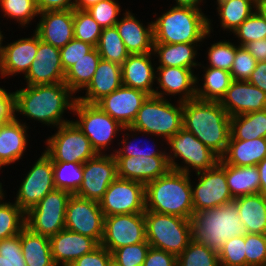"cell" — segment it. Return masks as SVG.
Returning <instances> with one entry per match:
<instances>
[{
  "label": "cell",
  "instance_id": "cell-44",
  "mask_svg": "<svg viewBox=\"0 0 266 266\" xmlns=\"http://www.w3.org/2000/svg\"><path fill=\"white\" fill-rule=\"evenodd\" d=\"M4 17L15 19L21 27H27L36 16H39L36 0H0Z\"/></svg>",
  "mask_w": 266,
  "mask_h": 266
},
{
  "label": "cell",
  "instance_id": "cell-51",
  "mask_svg": "<svg viewBox=\"0 0 266 266\" xmlns=\"http://www.w3.org/2000/svg\"><path fill=\"white\" fill-rule=\"evenodd\" d=\"M246 266H266V234H245Z\"/></svg>",
  "mask_w": 266,
  "mask_h": 266
},
{
  "label": "cell",
  "instance_id": "cell-29",
  "mask_svg": "<svg viewBox=\"0 0 266 266\" xmlns=\"http://www.w3.org/2000/svg\"><path fill=\"white\" fill-rule=\"evenodd\" d=\"M27 129L29 126L26 122L23 123L17 117L0 124V170L22 159L28 146Z\"/></svg>",
  "mask_w": 266,
  "mask_h": 266
},
{
  "label": "cell",
  "instance_id": "cell-62",
  "mask_svg": "<svg viewBox=\"0 0 266 266\" xmlns=\"http://www.w3.org/2000/svg\"><path fill=\"white\" fill-rule=\"evenodd\" d=\"M176 4L175 6L178 7H189V8H194L198 10H202L200 8V3H203V0H175Z\"/></svg>",
  "mask_w": 266,
  "mask_h": 266
},
{
  "label": "cell",
  "instance_id": "cell-55",
  "mask_svg": "<svg viewBox=\"0 0 266 266\" xmlns=\"http://www.w3.org/2000/svg\"><path fill=\"white\" fill-rule=\"evenodd\" d=\"M111 257L112 253L102 245H99L90 253L84 254L82 257L66 266H107Z\"/></svg>",
  "mask_w": 266,
  "mask_h": 266
},
{
  "label": "cell",
  "instance_id": "cell-10",
  "mask_svg": "<svg viewBox=\"0 0 266 266\" xmlns=\"http://www.w3.org/2000/svg\"><path fill=\"white\" fill-rule=\"evenodd\" d=\"M45 153L52 161L84 164L97 155L90 140L72 121L57 127L55 134L45 142Z\"/></svg>",
  "mask_w": 266,
  "mask_h": 266
},
{
  "label": "cell",
  "instance_id": "cell-54",
  "mask_svg": "<svg viewBox=\"0 0 266 266\" xmlns=\"http://www.w3.org/2000/svg\"><path fill=\"white\" fill-rule=\"evenodd\" d=\"M94 46L89 43L72 39L64 47L60 49L61 63L66 72L76 61L80 60L89 53Z\"/></svg>",
  "mask_w": 266,
  "mask_h": 266
},
{
  "label": "cell",
  "instance_id": "cell-38",
  "mask_svg": "<svg viewBox=\"0 0 266 266\" xmlns=\"http://www.w3.org/2000/svg\"><path fill=\"white\" fill-rule=\"evenodd\" d=\"M100 59L101 56L94 47L65 72L64 83L77 94L91 81Z\"/></svg>",
  "mask_w": 266,
  "mask_h": 266
},
{
  "label": "cell",
  "instance_id": "cell-16",
  "mask_svg": "<svg viewBox=\"0 0 266 266\" xmlns=\"http://www.w3.org/2000/svg\"><path fill=\"white\" fill-rule=\"evenodd\" d=\"M117 177V162L114 155L97 154L83 164L82 183L74 195L99 202Z\"/></svg>",
  "mask_w": 266,
  "mask_h": 266
},
{
  "label": "cell",
  "instance_id": "cell-67",
  "mask_svg": "<svg viewBox=\"0 0 266 266\" xmlns=\"http://www.w3.org/2000/svg\"><path fill=\"white\" fill-rule=\"evenodd\" d=\"M5 191H4V189H2V183H0V201L2 200V199H5L4 197V195H5V193H4Z\"/></svg>",
  "mask_w": 266,
  "mask_h": 266
},
{
  "label": "cell",
  "instance_id": "cell-6",
  "mask_svg": "<svg viewBox=\"0 0 266 266\" xmlns=\"http://www.w3.org/2000/svg\"><path fill=\"white\" fill-rule=\"evenodd\" d=\"M177 102L173 104L166 98L149 96L130 127L138 134L160 136L168 141L183 127V102Z\"/></svg>",
  "mask_w": 266,
  "mask_h": 266
},
{
  "label": "cell",
  "instance_id": "cell-52",
  "mask_svg": "<svg viewBox=\"0 0 266 266\" xmlns=\"http://www.w3.org/2000/svg\"><path fill=\"white\" fill-rule=\"evenodd\" d=\"M0 266H27L22 255L20 234L0 240Z\"/></svg>",
  "mask_w": 266,
  "mask_h": 266
},
{
  "label": "cell",
  "instance_id": "cell-3",
  "mask_svg": "<svg viewBox=\"0 0 266 266\" xmlns=\"http://www.w3.org/2000/svg\"><path fill=\"white\" fill-rule=\"evenodd\" d=\"M190 176L170 169L145 184V211L192 219L194 209Z\"/></svg>",
  "mask_w": 266,
  "mask_h": 266
},
{
  "label": "cell",
  "instance_id": "cell-60",
  "mask_svg": "<svg viewBox=\"0 0 266 266\" xmlns=\"http://www.w3.org/2000/svg\"><path fill=\"white\" fill-rule=\"evenodd\" d=\"M245 48L257 62H266V38L249 42Z\"/></svg>",
  "mask_w": 266,
  "mask_h": 266
},
{
  "label": "cell",
  "instance_id": "cell-28",
  "mask_svg": "<svg viewBox=\"0 0 266 266\" xmlns=\"http://www.w3.org/2000/svg\"><path fill=\"white\" fill-rule=\"evenodd\" d=\"M122 85L121 65L100 59L94 76L83 89L86 90L85 96H77V100L96 104L104 96L109 95Z\"/></svg>",
  "mask_w": 266,
  "mask_h": 266
},
{
  "label": "cell",
  "instance_id": "cell-13",
  "mask_svg": "<svg viewBox=\"0 0 266 266\" xmlns=\"http://www.w3.org/2000/svg\"><path fill=\"white\" fill-rule=\"evenodd\" d=\"M105 216L145 212V184L116 178L99 201Z\"/></svg>",
  "mask_w": 266,
  "mask_h": 266
},
{
  "label": "cell",
  "instance_id": "cell-53",
  "mask_svg": "<svg viewBox=\"0 0 266 266\" xmlns=\"http://www.w3.org/2000/svg\"><path fill=\"white\" fill-rule=\"evenodd\" d=\"M256 64L257 60L248 52L245 46L238 45L230 70L232 79L235 81H248Z\"/></svg>",
  "mask_w": 266,
  "mask_h": 266
},
{
  "label": "cell",
  "instance_id": "cell-25",
  "mask_svg": "<svg viewBox=\"0 0 266 266\" xmlns=\"http://www.w3.org/2000/svg\"><path fill=\"white\" fill-rule=\"evenodd\" d=\"M37 50L38 35L35 32H33L31 37H23L4 45L0 75L2 77H10V75L22 73L25 77L31 63L35 60Z\"/></svg>",
  "mask_w": 266,
  "mask_h": 266
},
{
  "label": "cell",
  "instance_id": "cell-41",
  "mask_svg": "<svg viewBox=\"0 0 266 266\" xmlns=\"http://www.w3.org/2000/svg\"><path fill=\"white\" fill-rule=\"evenodd\" d=\"M26 226L25 212L14 202L0 201V240L20 234Z\"/></svg>",
  "mask_w": 266,
  "mask_h": 266
},
{
  "label": "cell",
  "instance_id": "cell-34",
  "mask_svg": "<svg viewBox=\"0 0 266 266\" xmlns=\"http://www.w3.org/2000/svg\"><path fill=\"white\" fill-rule=\"evenodd\" d=\"M227 185L232 197L258 194L260 175L256 165L238 167L225 163Z\"/></svg>",
  "mask_w": 266,
  "mask_h": 266
},
{
  "label": "cell",
  "instance_id": "cell-11",
  "mask_svg": "<svg viewBox=\"0 0 266 266\" xmlns=\"http://www.w3.org/2000/svg\"><path fill=\"white\" fill-rule=\"evenodd\" d=\"M71 193L54 189L25 213V224L32 232L51 237L65 228V213Z\"/></svg>",
  "mask_w": 266,
  "mask_h": 266
},
{
  "label": "cell",
  "instance_id": "cell-32",
  "mask_svg": "<svg viewBox=\"0 0 266 266\" xmlns=\"http://www.w3.org/2000/svg\"><path fill=\"white\" fill-rule=\"evenodd\" d=\"M198 44L200 43H154L153 55L159 58V66L183 67L193 70L202 65L195 60L198 53L196 49L200 46Z\"/></svg>",
  "mask_w": 266,
  "mask_h": 266
},
{
  "label": "cell",
  "instance_id": "cell-63",
  "mask_svg": "<svg viewBox=\"0 0 266 266\" xmlns=\"http://www.w3.org/2000/svg\"><path fill=\"white\" fill-rule=\"evenodd\" d=\"M102 0H75L74 9L87 10L93 5H96Z\"/></svg>",
  "mask_w": 266,
  "mask_h": 266
},
{
  "label": "cell",
  "instance_id": "cell-26",
  "mask_svg": "<svg viewBox=\"0 0 266 266\" xmlns=\"http://www.w3.org/2000/svg\"><path fill=\"white\" fill-rule=\"evenodd\" d=\"M153 52L145 54H130L121 65L123 86L144 91L150 96L156 90L153 87L156 81V68L152 65Z\"/></svg>",
  "mask_w": 266,
  "mask_h": 266
},
{
  "label": "cell",
  "instance_id": "cell-19",
  "mask_svg": "<svg viewBox=\"0 0 266 266\" xmlns=\"http://www.w3.org/2000/svg\"><path fill=\"white\" fill-rule=\"evenodd\" d=\"M64 78L60 49L41 41L38 36L35 60L24 78L26 85L56 84L64 82Z\"/></svg>",
  "mask_w": 266,
  "mask_h": 266
},
{
  "label": "cell",
  "instance_id": "cell-39",
  "mask_svg": "<svg viewBox=\"0 0 266 266\" xmlns=\"http://www.w3.org/2000/svg\"><path fill=\"white\" fill-rule=\"evenodd\" d=\"M101 59L122 65L130 53L118 33L116 26L103 28L97 46Z\"/></svg>",
  "mask_w": 266,
  "mask_h": 266
},
{
  "label": "cell",
  "instance_id": "cell-50",
  "mask_svg": "<svg viewBox=\"0 0 266 266\" xmlns=\"http://www.w3.org/2000/svg\"><path fill=\"white\" fill-rule=\"evenodd\" d=\"M87 11L102 28H108L115 26L119 21L121 7L115 0H102Z\"/></svg>",
  "mask_w": 266,
  "mask_h": 266
},
{
  "label": "cell",
  "instance_id": "cell-20",
  "mask_svg": "<svg viewBox=\"0 0 266 266\" xmlns=\"http://www.w3.org/2000/svg\"><path fill=\"white\" fill-rule=\"evenodd\" d=\"M115 159L118 178L143 184L156 180L171 169L167 156H130Z\"/></svg>",
  "mask_w": 266,
  "mask_h": 266
},
{
  "label": "cell",
  "instance_id": "cell-31",
  "mask_svg": "<svg viewBox=\"0 0 266 266\" xmlns=\"http://www.w3.org/2000/svg\"><path fill=\"white\" fill-rule=\"evenodd\" d=\"M234 201L246 233L266 234V196L258 193Z\"/></svg>",
  "mask_w": 266,
  "mask_h": 266
},
{
  "label": "cell",
  "instance_id": "cell-42",
  "mask_svg": "<svg viewBox=\"0 0 266 266\" xmlns=\"http://www.w3.org/2000/svg\"><path fill=\"white\" fill-rule=\"evenodd\" d=\"M177 266H220L218 253L194 239L177 256Z\"/></svg>",
  "mask_w": 266,
  "mask_h": 266
},
{
  "label": "cell",
  "instance_id": "cell-61",
  "mask_svg": "<svg viewBox=\"0 0 266 266\" xmlns=\"http://www.w3.org/2000/svg\"><path fill=\"white\" fill-rule=\"evenodd\" d=\"M260 175L259 193L266 196V157L257 165Z\"/></svg>",
  "mask_w": 266,
  "mask_h": 266
},
{
  "label": "cell",
  "instance_id": "cell-23",
  "mask_svg": "<svg viewBox=\"0 0 266 266\" xmlns=\"http://www.w3.org/2000/svg\"><path fill=\"white\" fill-rule=\"evenodd\" d=\"M194 70L183 67L156 68V81L159 85L154 91V96L165 98L166 96L180 95L178 101L186 102L196 98V75ZM160 88V91H158ZM162 89V90H161ZM166 95V96H164Z\"/></svg>",
  "mask_w": 266,
  "mask_h": 266
},
{
  "label": "cell",
  "instance_id": "cell-45",
  "mask_svg": "<svg viewBox=\"0 0 266 266\" xmlns=\"http://www.w3.org/2000/svg\"><path fill=\"white\" fill-rule=\"evenodd\" d=\"M240 46L266 38V18L255 10L237 29L232 32Z\"/></svg>",
  "mask_w": 266,
  "mask_h": 266
},
{
  "label": "cell",
  "instance_id": "cell-27",
  "mask_svg": "<svg viewBox=\"0 0 266 266\" xmlns=\"http://www.w3.org/2000/svg\"><path fill=\"white\" fill-rule=\"evenodd\" d=\"M123 14L124 16L119 18L115 26L127 51L130 54L153 52V21L149 22L147 26H144L129 10Z\"/></svg>",
  "mask_w": 266,
  "mask_h": 266
},
{
  "label": "cell",
  "instance_id": "cell-1",
  "mask_svg": "<svg viewBox=\"0 0 266 266\" xmlns=\"http://www.w3.org/2000/svg\"><path fill=\"white\" fill-rule=\"evenodd\" d=\"M14 94L16 113L20 115L56 128L72 121L62 116L67 109L73 111L77 97L64 82L26 85Z\"/></svg>",
  "mask_w": 266,
  "mask_h": 266
},
{
  "label": "cell",
  "instance_id": "cell-40",
  "mask_svg": "<svg viewBox=\"0 0 266 266\" xmlns=\"http://www.w3.org/2000/svg\"><path fill=\"white\" fill-rule=\"evenodd\" d=\"M55 189L67 191L74 195L82 183L83 164L53 161Z\"/></svg>",
  "mask_w": 266,
  "mask_h": 266
},
{
  "label": "cell",
  "instance_id": "cell-56",
  "mask_svg": "<svg viewBox=\"0 0 266 266\" xmlns=\"http://www.w3.org/2000/svg\"><path fill=\"white\" fill-rule=\"evenodd\" d=\"M142 266H177V256L164 250L150 247Z\"/></svg>",
  "mask_w": 266,
  "mask_h": 266
},
{
  "label": "cell",
  "instance_id": "cell-59",
  "mask_svg": "<svg viewBox=\"0 0 266 266\" xmlns=\"http://www.w3.org/2000/svg\"><path fill=\"white\" fill-rule=\"evenodd\" d=\"M248 82L266 93V62H257Z\"/></svg>",
  "mask_w": 266,
  "mask_h": 266
},
{
  "label": "cell",
  "instance_id": "cell-12",
  "mask_svg": "<svg viewBox=\"0 0 266 266\" xmlns=\"http://www.w3.org/2000/svg\"><path fill=\"white\" fill-rule=\"evenodd\" d=\"M196 176V186L193 187V181L191 182L194 213L234 200L227 185L225 163L221 159L214 167L198 172Z\"/></svg>",
  "mask_w": 266,
  "mask_h": 266
},
{
  "label": "cell",
  "instance_id": "cell-36",
  "mask_svg": "<svg viewBox=\"0 0 266 266\" xmlns=\"http://www.w3.org/2000/svg\"><path fill=\"white\" fill-rule=\"evenodd\" d=\"M266 138V109L230 118V138L251 140Z\"/></svg>",
  "mask_w": 266,
  "mask_h": 266
},
{
  "label": "cell",
  "instance_id": "cell-35",
  "mask_svg": "<svg viewBox=\"0 0 266 266\" xmlns=\"http://www.w3.org/2000/svg\"><path fill=\"white\" fill-rule=\"evenodd\" d=\"M203 84L196 76V98L204 101H221L231 82V73L224 69L204 67ZM198 84V85H197Z\"/></svg>",
  "mask_w": 266,
  "mask_h": 266
},
{
  "label": "cell",
  "instance_id": "cell-65",
  "mask_svg": "<svg viewBox=\"0 0 266 266\" xmlns=\"http://www.w3.org/2000/svg\"><path fill=\"white\" fill-rule=\"evenodd\" d=\"M3 34H2V31L0 30V66H1V63H2V60H3V51H4V46H2V42H3Z\"/></svg>",
  "mask_w": 266,
  "mask_h": 266
},
{
  "label": "cell",
  "instance_id": "cell-30",
  "mask_svg": "<svg viewBox=\"0 0 266 266\" xmlns=\"http://www.w3.org/2000/svg\"><path fill=\"white\" fill-rule=\"evenodd\" d=\"M266 157V138L251 140L229 139L225 153L220 159L238 167L257 165Z\"/></svg>",
  "mask_w": 266,
  "mask_h": 266
},
{
  "label": "cell",
  "instance_id": "cell-17",
  "mask_svg": "<svg viewBox=\"0 0 266 266\" xmlns=\"http://www.w3.org/2000/svg\"><path fill=\"white\" fill-rule=\"evenodd\" d=\"M103 227L104 214L99 202L71 195L65 213V228L89 236L100 244Z\"/></svg>",
  "mask_w": 266,
  "mask_h": 266
},
{
  "label": "cell",
  "instance_id": "cell-47",
  "mask_svg": "<svg viewBox=\"0 0 266 266\" xmlns=\"http://www.w3.org/2000/svg\"><path fill=\"white\" fill-rule=\"evenodd\" d=\"M245 235L227 240L218 252L220 266H246Z\"/></svg>",
  "mask_w": 266,
  "mask_h": 266
},
{
  "label": "cell",
  "instance_id": "cell-57",
  "mask_svg": "<svg viewBox=\"0 0 266 266\" xmlns=\"http://www.w3.org/2000/svg\"><path fill=\"white\" fill-rule=\"evenodd\" d=\"M15 94L0 87V124L16 118Z\"/></svg>",
  "mask_w": 266,
  "mask_h": 266
},
{
  "label": "cell",
  "instance_id": "cell-33",
  "mask_svg": "<svg viewBox=\"0 0 266 266\" xmlns=\"http://www.w3.org/2000/svg\"><path fill=\"white\" fill-rule=\"evenodd\" d=\"M22 255L27 266H56L49 237L36 234L26 226L20 232Z\"/></svg>",
  "mask_w": 266,
  "mask_h": 266
},
{
  "label": "cell",
  "instance_id": "cell-4",
  "mask_svg": "<svg viewBox=\"0 0 266 266\" xmlns=\"http://www.w3.org/2000/svg\"><path fill=\"white\" fill-rule=\"evenodd\" d=\"M211 25L202 10L173 6L153 22L154 43H201L211 36Z\"/></svg>",
  "mask_w": 266,
  "mask_h": 266
},
{
  "label": "cell",
  "instance_id": "cell-22",
  "mask_svg": "<svg viewBox=\"0 0 266 266\" xmlns=\"http://www.w3.org/2000/svg\"><path fill=\"white\" fill-rule=\"evenodd\" d=\"M230 117L266 109V93L248 81L233 80L220 101Z\"/></svg>",
  "mask_w": 266,
  "mask_h": 266
},
{
  "label": "cell",
  "instance_id": "cell-37",
  "mask_svg": "<svg viewBox=\"0 0 266 266\" xmlns=\"http://www.w3.org/2000/svg\"><path fill=\"white\" fill-rule=\"evenodd\" d=\"M222 30L233 32L255 10V0H216Z\"/></svg>",
  "mask_w": 266,
  "mask_h": 266
},
{
  "label": "cell",
  "instance_id": "cell-5",
  "mask_svg": "<svg viewBox=\"0 0 266 266\" xmlns=\"http://www.w3.org/2000/svg\"><path fill=\"white\" fill-rule=\"evenodd\" d=\"M191 220L193 239L217 253L227 240L246 234L234 200L222 206L197 211Z\"/></svg>",
  "mask_w": 266,
  "mask_h": 266
},
{
  "label": "cell",
  "instance_id": "cell-18",
  "mask_svg": "<svg viewBox=\"0 0 266 266\" xmlns=\"http://www.w3.org/2000/svg\"><path fill=\"white\" fill-rule=\"evenodd\" d=\"M149 96L144 91L122 85L109 95L104 96L96 105L123 127H130L137 112Z\"/></svg>",
  "mask_w": 266,
  "mask_h": 266
},
{
  "label": "cell",
  "instance_id": "cell-7",
  "mask_svg": "<svg viewBox=\"0 0 266 266\" xmlns=\"http://www.w3.org/2000/svg\"><path fill=\"white\" fill-rule=\"evenodd\" d=\"M144 217L150 247L178 256L193 240L191 219L154 211H145Z\"/></svg>",
  "mask_w": 266,
  "mask_h": 266
},
{
  "label": "cell",
  "instance_id": "cell-2",
  "mask_svg": "<svg viewBox=\"0 0 266 266\" xmlns=\"http://www.w3.org/2000/svg\"><path fill=\"white\" fill-rule=\"evenodd\" d=\"M230 116L219 101L183 102V128L221 157L230 138Z\"/></svg>",
  "mask_w": 266,
  "mask_h": 266
},
{
  "label": "cell",
  "instance_id": "cell-46",
  "mask_svg": "<svg viewBox=\"0 0 266 266\" xmlns=\"http://www.w3.org/2000/svg\"><path fill=\"white\" fill-rule=\"evenodd\" d=\"M208 60L209 65L207 67L224 69L230 72L234 57L237 50V45L232 44L229 40H220L216 43L211 44L208 47Z\"/></svg>",
  "mask_w": 266,
  "mask_h": 266
},
{
  "label": "cell",
  "instance_id": "cell-43",
  "mask_svg": "<svg viewBox=\"0 0 266 266\" xmlns=\"http://www.w3.org/2000/svg\"><path fill=\"white\" fill-rule=\"evenodd\" d=\"M74 39L96 47L102 33V27L87 10L73 9Z\"/></svg>",
  "mask_w": 266,
  "mask_h": 266
},
{
  "label": "cell",
  "instance_id": "cell-8",
  "mask_svg": "<svg viewBox=\"0 0 266 266\" xmlns=\"http://www.w3.org/2000/svg\"><path fill=\"white\" fill-rule=\"evenodd\" d=\"M166 144L170 146L167 158L171 169L189 175L191 168L195 173L202 172L214 167L220 159L216 153L183 127L166 141ZM178 157L183 160V166L175 162Z\"/></svg>",
  "mask_w": 266,
  "mask_h": 266
},
{
  "label": "cell",
  "instance_id": "cell-21",
  "mask_svg": "<svg viewBox=\"0 0 266 266\" xmlns=\"http://www.w3.org/2000/svg\"><path fill=\"white\" fill-rule=\"evenodd\" d=\"M34 32L40 40L58 49L74 39L73 9L39 13Z\"/></svg>",
  "mask_w": 266,
  "mask_h": 266
},
{
  "label": "cell",
  "instance_id": "cell-24",
  "mask_svg": "<svg viewBox=\"0 0 266 266\" xmlns=\"http://www.w3.org/2000/svg\"><path fill=\"white\" fill-rule=\"evenodd\" d=\"M53 262L56 266L73 263L100 244L93 238L64 228L49 238Z\"/></svg>",
  "mask_w": 266,
  "mask_h": 266
},
{
  "label": "cell",
  "instance_id": "cell-49",
  "mask_svg": "<svg viewBox=\"0 0 266 266\" xmlns=\"http://www.w3.org/2000/svg\"><path fill=\"white\" fill-rule=\"evenodd\" d=\"M150 248V244L147 242H141L134 245H127L112 252V258L120 266H142L146 254Z\"/></svg>",
  "mask_w": 266,
  "mask_h": 266
},
{
  "label": "cell",
  "instance_id": "cell-48",
  "mask_svg": "<svg viewBox=\"0 0 266 266\" xmlns=\"http://www.w3.org/2000/svg\"><path fill=\"white\" fill-rule=\"evenodd\" d=\"M123 131H128L130 133H132V135H130L129 133H126L123 135V141L121 140V143L119 142L118 144L123 145V147L119 148L118 150L115 149L113 150V155L114 157H130V156H147V157H152V156H167V151L161 149V150H155L154 148L156 146L152 145L151 149L150 148L147 150L145 147V150L142 149V145L144 146V144L140 146H137L136 144L134 145L132 141H129V139L131 140V138H134L133 136H136L137 134V130L132 129L131 127H124ZM135 132V133H134ZM131 137V138H129ZM135 140H138L136 138H134V142ZM148 143V142H147ZM147 146V144H145ZM149 147V146H147ZM163 150V151H162Z\"/></svg>",
  "mask_w": 266,
  "mask_h": 266
},
{
  "label": "cell",
  "instance_id": "cell-14",
  "mask_svg": "<svg viewBox=\"0 0 266 266\" xmlns=\"http://www.w3.org/2000/svg\"><path fill=\"white\" fill-rule=\"evenodd\" d=\"M146 241L144 213L118 214L104 217L100 245L110 253L115 249Z\"/></svg>",
  "mask_w": 266,
  "mask_h": 266
},
{
  "label": "cell",
  "instance_id": "cell-15",
  "mask_svg": "<svg viewBox=\"0 0 266 266\" xmlns=\"http://www.w3.org/2000/svg\"><path fill=\"white\" fill-rule=\"evenodd\" d=\"M25 175L14 202L26 213L55 189L53 161L43 152Z\"/></svg>",
  "mask_w": 266,
  "mask_h": 266
},
{
  "label": "cell",
  "instance_id": "cell-66",
  "mask_svg": "<svg viewBox=\"0 0 266 266\" xmlns=\"http://www.w3.org/2000/svg\"><path fill=\"white\" fill-rule=\"evenodd\" d=\"M107 266H120L112 257L109 259Z\"/></svg>",
  "mask_w": 266,
  "mask_h": 266
},
{
  "label": "cell",
  "instance_id": "cell-58",
  "mask_svg": "<svg viewBox=\"0 0 266 266\" xmlns=\"http://www.w3.org/2000/svg\"><path fill=\"white\" fill-rule=\"evenodd\" d=\"M75 0H36L39 13L54 10L74 9Z\"/></svg>",
  "mask_w": 266,
  "mask_h": 266
},
{
  "label": "cell",
  "instance_id": "cell-64",
  "mask_svg": "<svg viewBox=\"0 0 266 266\" xmlns=\"http://www.w3.org/2000/svg\"><path fill=\"white\" fill-rule=\"evenodd\" d=\"M256 10L266 18V0H257Z\"/></svg>",
  "mask_w": 266,
  "mask_h": 266
},
{
  "label": "cell",
  "instance_id": "cell-9",
  "mask_svg": "<svg viewBox=\"0 0 266 266\" xmlns=\"http://www.w3.org/2000/svg\"><path fill=\"white\" fill-rule=\"evenodd\" d=\"M72 112L78 116L73 122L87 136L97 154H104L117 133L123 132L124 127L96 104L76 100Z\"/></svg>",
  "mask_w": 266,
  "mask_h": 266
}]
</instances>
